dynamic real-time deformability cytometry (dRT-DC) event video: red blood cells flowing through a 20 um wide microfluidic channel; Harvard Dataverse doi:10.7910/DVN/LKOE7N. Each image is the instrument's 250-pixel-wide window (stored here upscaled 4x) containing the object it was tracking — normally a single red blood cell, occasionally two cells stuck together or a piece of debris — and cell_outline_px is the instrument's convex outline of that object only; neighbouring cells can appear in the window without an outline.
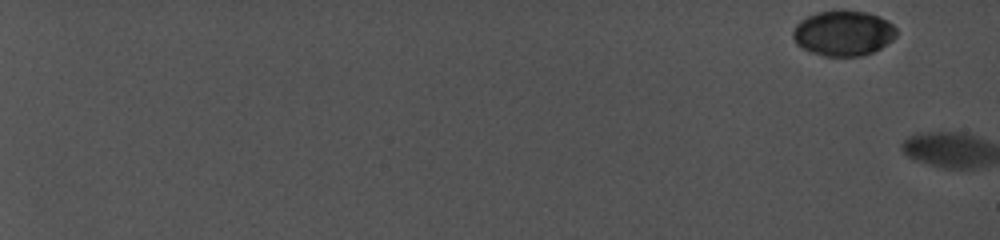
{"species": "common noctule bat (a hibernating species)", "species_latin": "Nyctalus noctula", "temperature_condition": "cold", "stored_images_in_passage": 4, "camera_frame_rate_fps": 5000, "um_per_image_px": 0.085, "animal": {"sex": "female", "body_mass_g": 19.0, "forearm_length_mm": 56.7}, "frame": {"image": 1, "passage_image": 1, "time_ms": 0.0, "image_size_px": [1000, 240], "cell_outline_px": [[896, 36], [892, 40], [880, 48], [872, 52], [860, 56], [824, 56], [812, 52], [796, 44], [792, 36], [796, 24], [800, 20], [808, 16], [820, 12], [864, 12], [880, 16], [892, 24], [896, 28]], "centroid_in_image_um": [71.68, 2.84], "position_along_channel_um": 13.3, "area_um2": 26.76}}